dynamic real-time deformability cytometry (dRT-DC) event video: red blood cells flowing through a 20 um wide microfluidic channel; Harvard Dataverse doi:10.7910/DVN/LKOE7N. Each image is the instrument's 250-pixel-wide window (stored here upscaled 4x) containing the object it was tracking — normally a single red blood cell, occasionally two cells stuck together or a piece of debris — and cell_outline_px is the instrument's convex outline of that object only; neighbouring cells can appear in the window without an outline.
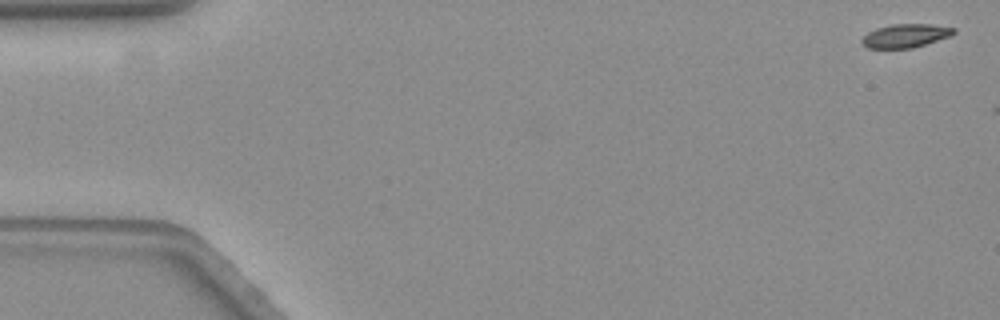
{"species": "common noctule bat (a hibernating species)", "species_latin": "Nyctalus noctula", "temperature_condition": "warm", "stored_images_in_passage": 3, "camera_frame_rate_fps": 3000, "um_per_image_px": 0.085, "animal": {"sex": "female", "body_mass_g": 19.3, "forearm_length_mm": 54.1}, "frame": {"image": 1, "passage_image": 1, "time_ms": 0.0, "image_size_px": [1000, 320], "cell_outline_px": [[956, 32], [952, 36], [912, 48], [868, 48], [860, 44], [860, 40], [868, 32], [876, 28], [892, 24], [932, 24], [956, 28]], "centroid_in_image_um": [76.97, 3.03], "position_along_channel_um": 8.0, "area_um2": 12.77}}